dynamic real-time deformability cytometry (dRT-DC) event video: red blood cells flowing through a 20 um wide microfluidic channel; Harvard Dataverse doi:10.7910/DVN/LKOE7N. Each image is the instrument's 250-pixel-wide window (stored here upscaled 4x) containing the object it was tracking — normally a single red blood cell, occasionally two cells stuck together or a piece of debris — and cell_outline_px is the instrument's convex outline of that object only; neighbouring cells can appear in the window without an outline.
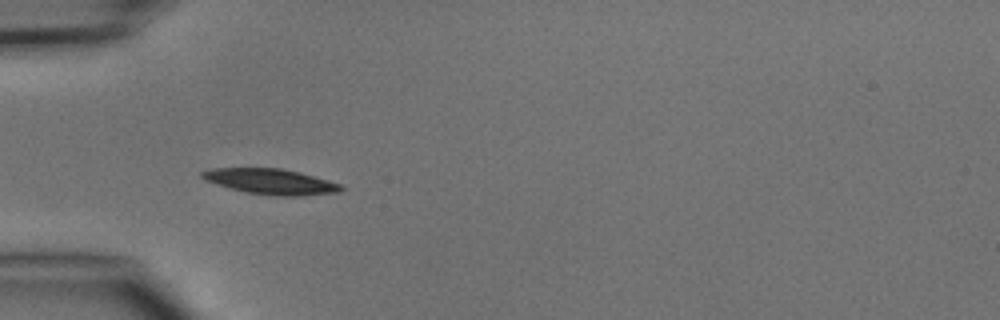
{"species": "common noctule bat (a hibernating species)", "species_latin": "Nyctalus noctula", "temperature_condition": "cold", "stored_images_in_passage": 7, "camera_frame_rate_fps": 3000, "um_per_image_px": 0.085, "animal": {"sex": "male", "body_mass_g": 15.6}, "frame": {"image": 1, "passage_image": 5, "time_ms": 4.667, "image_size_px": [1000, 320], "cell_outline_px": [[344, 188], [340, 192], [300, 196], [276, 196], [248, 192], [216, 184], [204, 180], [200, 176], [200, 172], [212, 168], [280, 168], [300, 172], [328, 180], [340, 184]], "centroid_in_image_um": [23.02, 15.43], "position_along_channel_um": 62.0, "area_um2": 20.58}}